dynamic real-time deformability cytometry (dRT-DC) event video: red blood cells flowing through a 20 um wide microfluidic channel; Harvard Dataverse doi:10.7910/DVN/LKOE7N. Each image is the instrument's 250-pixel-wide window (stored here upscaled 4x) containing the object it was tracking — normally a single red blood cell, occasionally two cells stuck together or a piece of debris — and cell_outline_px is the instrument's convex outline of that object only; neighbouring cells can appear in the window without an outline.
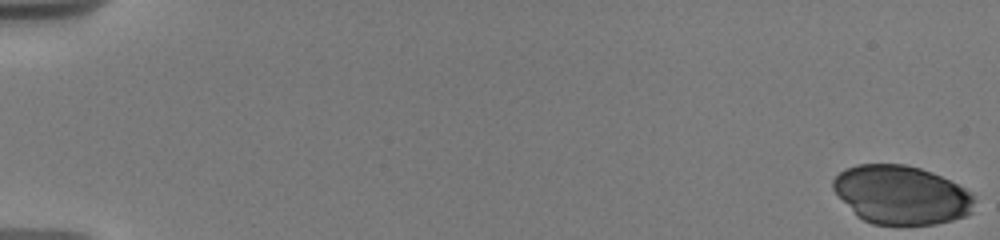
{"species": "human", "species_latin": "Homo sapiens", "temperature_condition": "warm", "stored_images_in_passage": 21, "camera_frame_rate_fps": 3000, "um_per_image_px": 0.085, "donor": {"sex": "male"}, "frame": {"image": 1, "passage_image": 1, "time_ms": 0.0, "image_size_px": [1000, 240], "cell_outline_px": [[972, 212], [968, 216], [936, 224], [872, 224], [856, 216], [832, 188], [832, 180], [844, 168], [856, 164], [904, 164], [920, 168], [932, 172], [964, 188], [972, 196]], "centroid_in_image_um": [76.57, 16.56], "position_along_channel_um": 8.4, "area_um2": 48.09}}
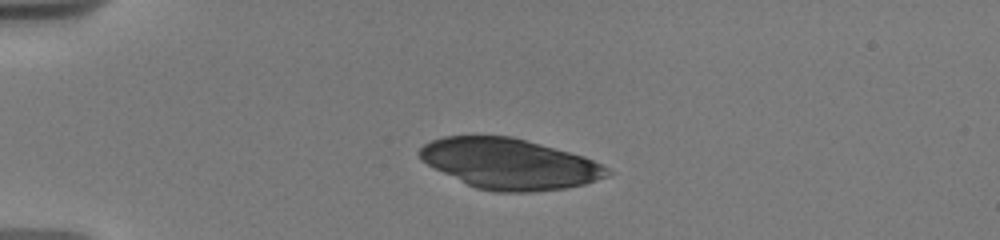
{"frame": {"image": 2, "passage_image": 13, "time_ms": 4.667, "image_size_px": [1000, 240], "cell_outline_px": [[612, 172], [608, 176], [584, 184], [568, 188], [528, 192], [496, 192], [476, 188], [420, 160], [416, 152], [424, 144], [432, 140], [444, 136], [512, 136], [584, 156], [608, 168]], "centroid_in_image_um": [43.31, 13.92], "position_along_channel_um": 41.7, "area_um2": 54.91}}